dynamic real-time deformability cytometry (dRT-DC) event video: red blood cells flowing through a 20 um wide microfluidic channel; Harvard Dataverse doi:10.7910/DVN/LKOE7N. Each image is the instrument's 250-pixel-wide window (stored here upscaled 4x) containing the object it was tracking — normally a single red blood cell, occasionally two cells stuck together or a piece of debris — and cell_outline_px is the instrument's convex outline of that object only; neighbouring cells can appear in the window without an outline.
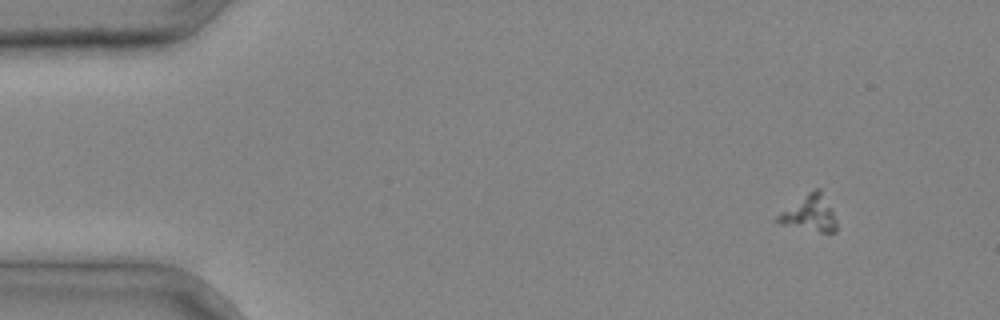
{"species": "common noctule bat (a hibernating species)", "species_latin": "Nyctalus noctula", "temperature_condition": "cold", "stored_images_in_passage": 3, "camera_frame_rate_fps": 3000, "um_per_image_px": 0.085, "animal": {"sex": "male", "body_mass_g": 20.4}, "frame": {"image": 1, "passage_image": 1, "time_ms": 0.0, "image_size_px": [1000, 320], "cell_outline_px": [[836, 232], [820, 232], [780, 224], [772, 220], [780, 212], [808, 192], [816, 188], [820, 188], [832, 208], [836, 220]], "centroid_in_image_um": [68.8, 18.14], "position_along_channel_um": 16.2, "area_um2": 12.43}}
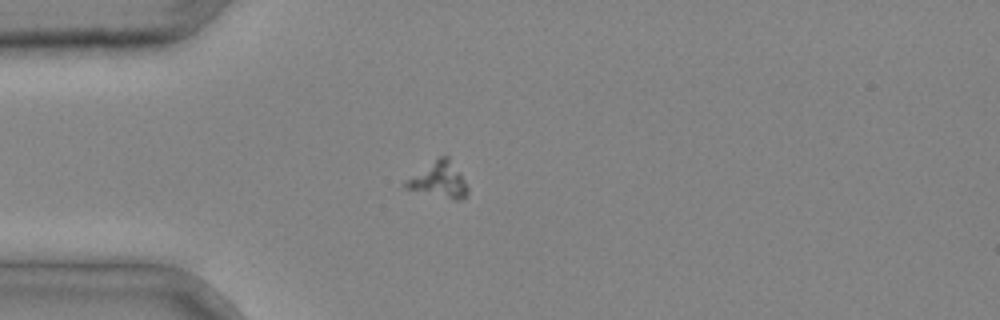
{"frame": {"image": 2, "passage_image": 3, "time_ms": 0.667, "image_size_px": [1000, 320], "cell_outline_px": [[468, 196], [460, 200], [456, 200], [404, 188], [404, 184], [408, 180], [440, 156], [448, 156], [464, 180], [468, 188]], "centroid_in_image_um": [37.37, 15.33], "position_along_channel_um": 47.6, "area_um2": 12.25}}